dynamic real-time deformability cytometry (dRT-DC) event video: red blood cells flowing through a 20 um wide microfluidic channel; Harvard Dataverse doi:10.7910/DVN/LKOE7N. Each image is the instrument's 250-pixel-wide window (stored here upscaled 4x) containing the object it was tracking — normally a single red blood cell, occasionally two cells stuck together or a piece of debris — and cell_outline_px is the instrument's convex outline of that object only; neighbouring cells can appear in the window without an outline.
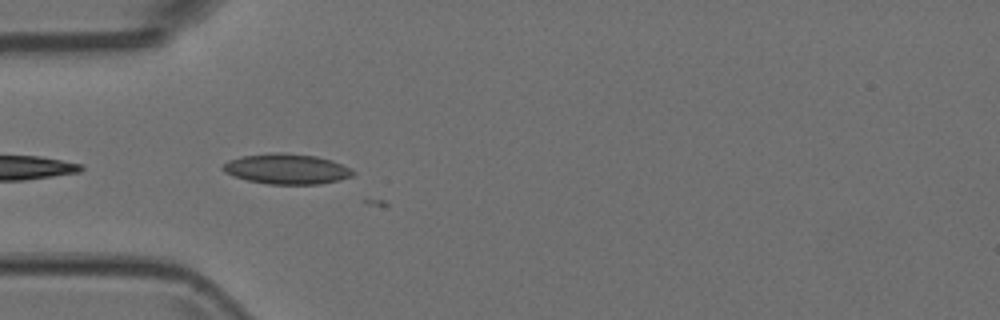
{"species": "Egyptian fruit bat (a non-hibernating species)", "species_latin": "Rousettus aegyptiacus", "temperature_condition": "room temperature", "stored_images_in_passage": 4, "camera_frame_rate_fps": 3000, "um_per_image_px": 0.085, "animal": {"sex": "female"}, "frame": {"image": 1, "passage_image": 2, "time_ms": 0.333, "image_size_px": [1000, 320], "cell_outline_px": [[356, 172], [352, 176], [340, 180], [320, 184], [268, 184], [248, 180], [232, 176], [224, 172], [220, 168], [228, 160], [240, 156], [272, 152], [284, 152], [316, 156], [332, 160], [352, 168]], "centroid_in_image_um": [24.37, 14.35], "position_along_channel_um": 60.6, "area_um2": 23.29}}
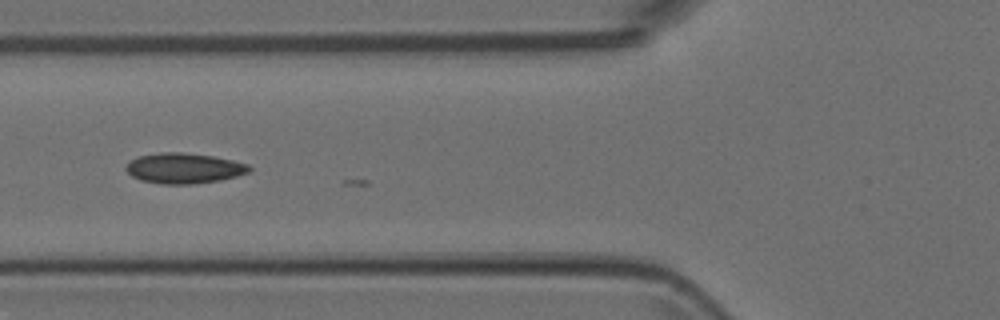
{"frame": {"image": 2, "passage_image": 3, "time_ms": 0.667, "image_size_px": [1000, 320], "cell_outline_px": [[252, 168], [248, 172], [236, 176], [220, 180], [192, 184], [160, 184], [140, 180], [132, 176], [124, 168], [128, 160], [140, 156], [160, 152], [180, 152], [212, 156], [232, 160], [248, 164]], "centroid_in_image_um": [15.6, 14.3], "position_along_channel_um": 110.2, "area_um2": 21.85}}